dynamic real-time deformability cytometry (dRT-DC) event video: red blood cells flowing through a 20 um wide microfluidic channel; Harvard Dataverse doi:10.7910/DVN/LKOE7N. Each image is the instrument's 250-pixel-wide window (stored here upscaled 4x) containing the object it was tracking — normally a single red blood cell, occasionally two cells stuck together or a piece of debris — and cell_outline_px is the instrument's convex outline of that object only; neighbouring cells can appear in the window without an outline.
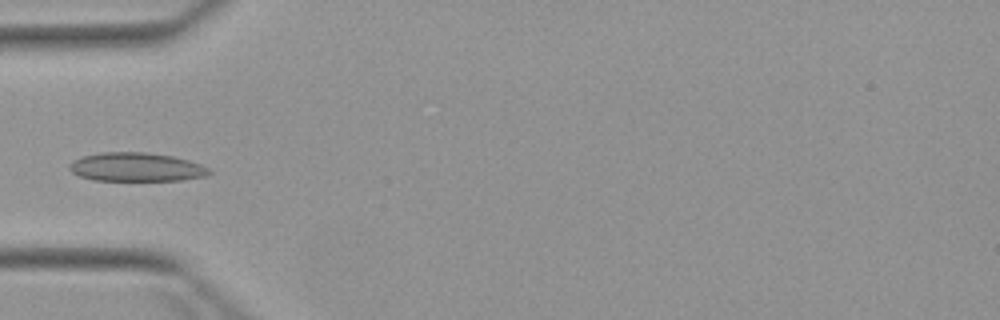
{"species": "Egyptian fruit bat (a non-hibernating species)", "species_latin": "Rousettus aegyptiacus", "temperature_condition": "warm", "stored_images_in_passage": 6, "camera_frame_rate_fps": 3000, "um_per_image_px": 0.085, "animal": {"sex": "female"}, "frame": {"image": 1, "passage_image": 5, "time_ms": 4.667, "image_size_px": [1000, 320], "cell_outline_px": [[212, 172], [208, 176], [180, 180], [92, 180], [80, 176], [72, 172], [68, 168], [68, 164], [72, 160], [80, 156], [100, 152], [144, 152], [172, 156], [188, 160], [200, 164], [208, 168]], "centroid_in_image_um": [11.54, 14.19], "position_along_channel_um": 73.5, "area_um2": 23.52}}
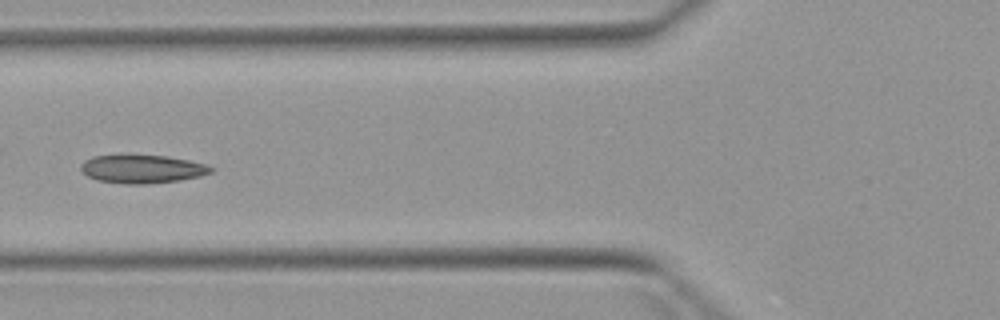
{"frame": {"image": 2, "passage_image": 6, "time_ms": 5.667, "image_size_px": [1000, 320], "cell_outline_px": [[216, 168], [212, 172], [200, 176], [180, 180], [144, 184], [128, 184], [96, 180], [88, 176], [80, 168], [80, 164], [84, 160], [92, 156], [120, 152], [128, 152], [168, 156], [208, 164]], "centroid_in_image_um": [12.06, 14.3], "position_along_channel_um": 113.7, "area_um2": 22.54}}